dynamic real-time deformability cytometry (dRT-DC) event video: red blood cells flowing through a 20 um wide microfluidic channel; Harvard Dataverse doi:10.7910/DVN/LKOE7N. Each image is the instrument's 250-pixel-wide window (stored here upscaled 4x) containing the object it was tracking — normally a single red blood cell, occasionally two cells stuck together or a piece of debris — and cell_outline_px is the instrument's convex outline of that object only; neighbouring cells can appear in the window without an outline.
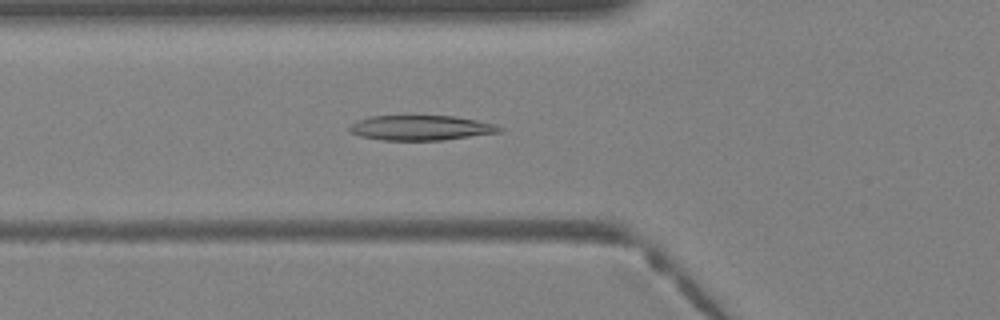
{"species": "Egyptian fruit bat (a non-hibernating species)", "species_latin": "Rousettus aegyptiacus", "temperature_condition": "warm", "stored_images_in_passage": 21, "camera_frame_rate_fps": 3000, "um_per_image_px": 0.085, "animal": {"sex": "female"}, "frame": {"image": 1, "passage_image": 9, "time_ms": 2.667, "image_size_px": [1000, 320], "cell_outline_px": [[504, 128], [500, 132], [444, 140], [384, 140], [360, 136], [348, 132], [348, 128], [356, 120], [368, 116], [456, 116], [496, 124]], "centroid_in_image_um": [35.76, 10.86], "position_along_channel_um": 90.0, "area_um2": 21.91}}
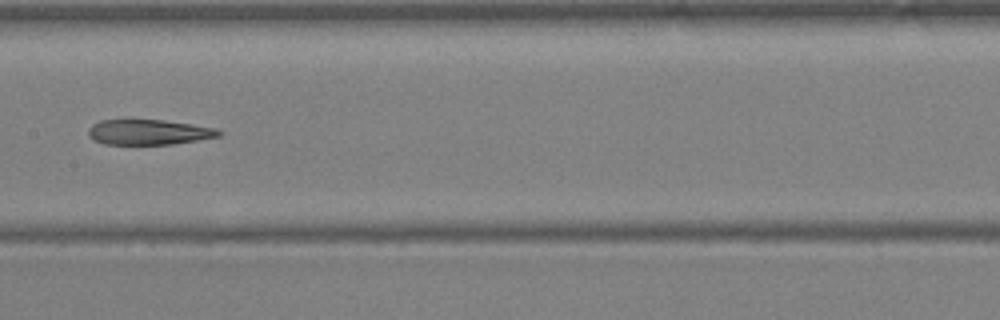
{"frame": {"image": 2, "passage_image": 15, "time_ms": 4.667, "image_size_px": [1000, 320], "cell_outline_px": [[224, 132], [220, 136], [172, 144], [104, 144], [92, 140], [88, 136], [88, 128], [92, 124], [100, 120], [164, 120], [192, 124], [216, 128]], "centroid_in_image_um": [12.62, 11.23], "position_along_channel_um": 194.8, "area_um2": 19.25}}
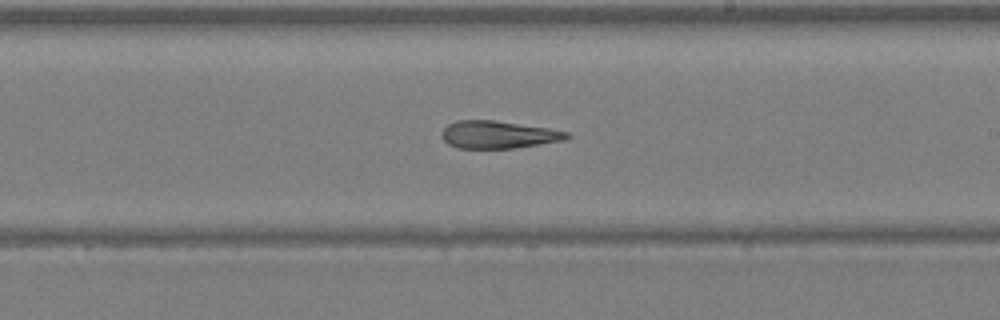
{"frame": {"image": 3, "passage_image": 18, "time_ms": 5.667, "image_size_px": [1000, 320], "cell_outline_px": [[572, 136], [564, 140], [540, 144], [512, 148], [456, 148], [448, 144], [440, 136], [440, 132], [448, 124], [456, 120], [492, 120], [548, 128], [568, 132]], "centroid_in_image_um": [42.31, 11.44], "position_along_channel_um": 246.7, "area_um2": 20.06}}